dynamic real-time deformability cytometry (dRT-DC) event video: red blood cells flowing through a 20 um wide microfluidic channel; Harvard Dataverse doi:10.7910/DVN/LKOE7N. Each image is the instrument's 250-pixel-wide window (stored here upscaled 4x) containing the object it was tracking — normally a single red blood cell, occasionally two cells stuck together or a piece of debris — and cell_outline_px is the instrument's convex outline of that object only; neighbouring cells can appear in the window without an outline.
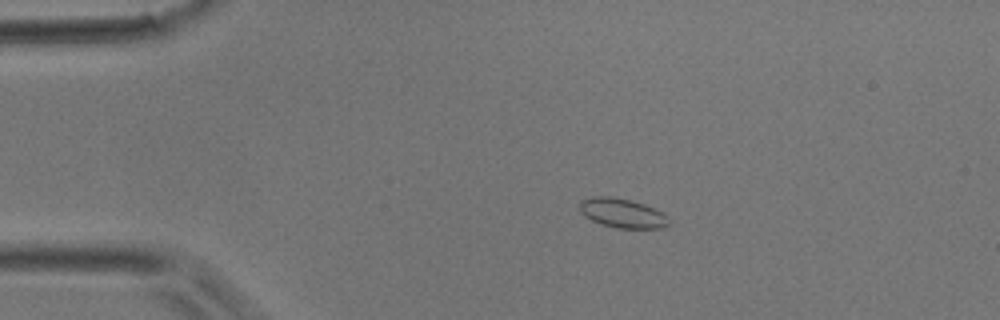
{"species": "common noctule bat (a hibernating species)", "species_latin": "Nyctalus noctula", "temperature_condition": "room temperature", "stored_images_in_passage": 4, "camera_frame_rate_fps": 3000, "um_per_image_px": 0.085, "animal": {"sex": "male", "body_mass_g": 17.9}, "frame": {"image": 1, "passage_image": 2, "time_ms": 0.333, "image_size_px": [1000, 320], "cell_outline_px": [[668, 224], [664, 228], [616, 228], [600, 224], [584, 216], [580, 212], [580, 204], [584, 200], [592, 196], [608, 196], [628, 200], [644, 204], [668, 216]], "centroid_in_image_um": [52.88, 18.13], "position_along_channel_um": 32.1, "area_um2": 15.03}}
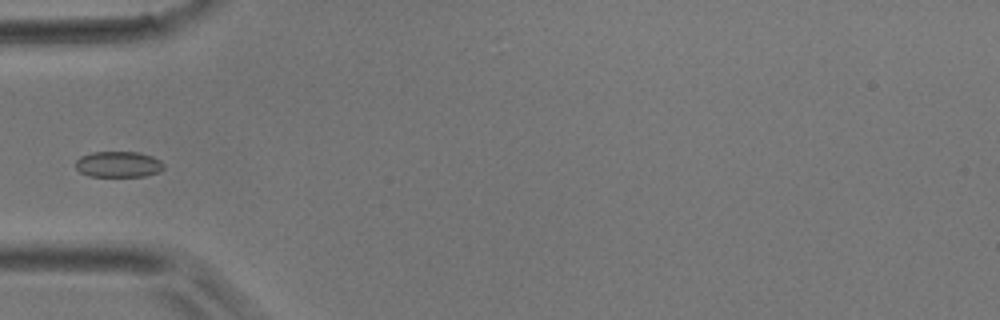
{"frame": {"image": 2, "passage_image": 3, "time_ms": 0.667, "image_size_px": [1000, 320], "cell_outline_px": [[164, 168], [160, 172], [144, 176], [88, 176], [80, 172], [76, 168], [76, 160], [80, 156], [92, 152], [140, 152], [152, 156], [160, 160], [164, 164]], "centroid_in_image_um": [10.07, 13.96], "position_along_channel_um": 74.9, "area_um2": 13.41}}
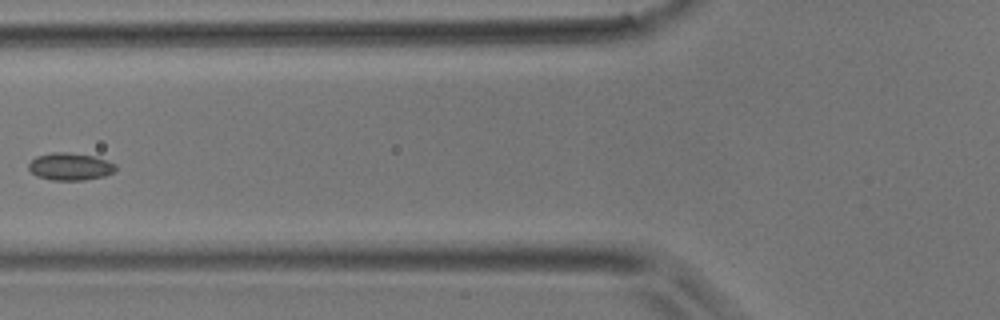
{"frame": {"image": 3, "passage_image": 4, "time_ms": 1.0, "image_size_px": [1000, 320], "cell_outline_px": [[116, 168], [112, 172], [104, 176], [84, 180], [52, 180], [36, 176], [28, 168], [28, 164], [36, 156], [52, 152], [68, 152], [96, 156], [116, 164]], "centroid_in_image_um": [5.95, 14.15], "position_along_channel_um": 119.8, "area_um2": 13.93}}